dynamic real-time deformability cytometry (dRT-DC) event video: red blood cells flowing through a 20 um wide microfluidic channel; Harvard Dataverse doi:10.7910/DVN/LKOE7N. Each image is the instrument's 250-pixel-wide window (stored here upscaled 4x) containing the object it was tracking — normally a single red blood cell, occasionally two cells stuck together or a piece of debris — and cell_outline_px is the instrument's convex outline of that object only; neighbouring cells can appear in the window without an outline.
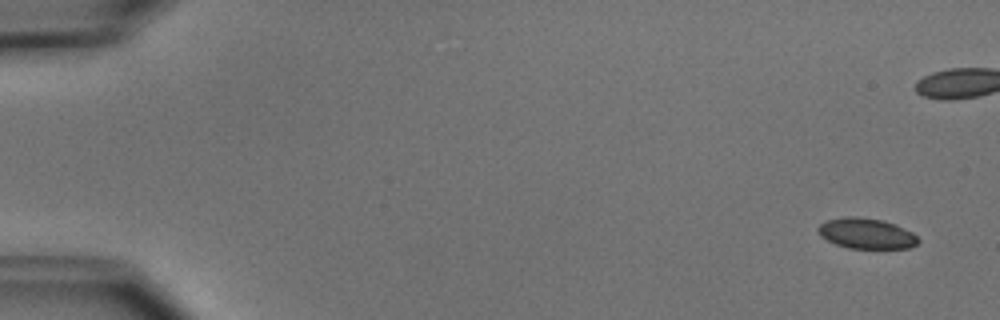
{"species": "common noctule bat (a hibernating species)", "species_latin": "Nyctalus noctula", "temperature_condition": "cold", "stored_images_in_passage": 7, "camera_frame_rate_fps": 3000, "um_per_image_px": 0.085, "animal": {"sex": "male", "body_mass_g": 15.6}, "frame": {"image": 1, "passage_image": 1, "time_ms": 0.0, "image_size_px": [1000, 320], "cell_outline_px": [[920, 240], [916, 244], [908, 248], [848, 248], [836, 244], [820, 236], [816, 228], [820, 224], [828, 220], [844, 216], [856, 216], [884, 220], [896, 224], [912, 232]], "centroid_in_image_um": [73.63, 19.83], "position_along_channel_um": 11.4, "area_um2": 17.86}}
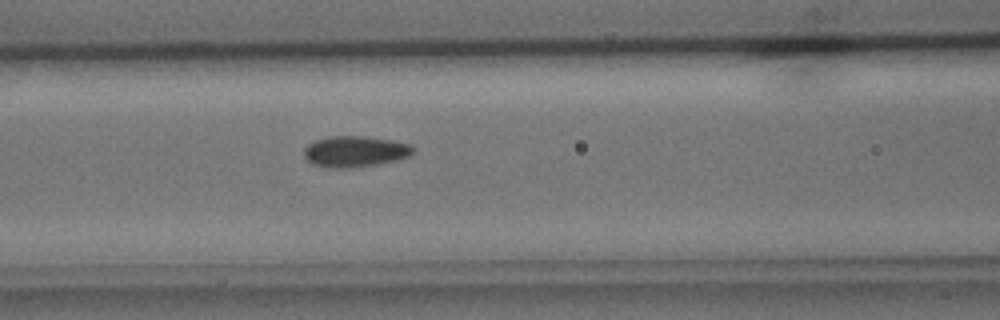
{"frame": {"image": 2, "passage_image": 7, "time_ms": 8.0, "image_size_px": [1000, 320], "cell_outline_px": [[416, 148], [412, 156], [400, 160], [352, 168], [328, 168], [312, 164], [304, 156], [304, 148], [308, 144], [316, 140], [332, 136], [364, 136], [392, 140], [412, 144]], "centroid_in_image_um": [30.24, 12.88], "position_along_channel_um": 136.4, "area_um2": 20.06}}